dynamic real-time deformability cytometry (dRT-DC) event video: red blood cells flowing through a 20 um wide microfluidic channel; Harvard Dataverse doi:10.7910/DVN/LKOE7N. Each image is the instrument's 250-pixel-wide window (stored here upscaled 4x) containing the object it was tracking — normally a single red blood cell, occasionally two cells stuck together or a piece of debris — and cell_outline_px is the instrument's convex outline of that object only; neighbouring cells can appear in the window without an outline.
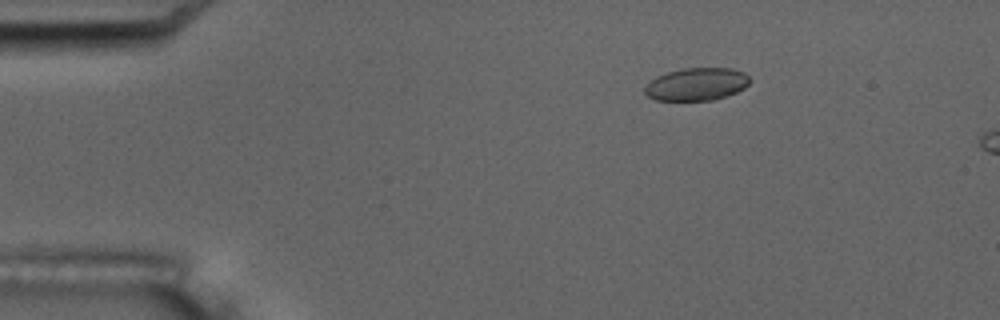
{"species": "common noctule bat (a hibernating species)", "species_latin": "Nyctalus noctula", "temperature_condition": "room temperature", "stored_images_in_passage": 3, "camera_frame_rate_fps": 3000, "um_per_image_px": 0.085, "animal": {"sex": "male", "body_mass_g": 17.5, "forearm_length_mm": 52.3}, "frame": {"image": 1, "passage_image": 2, "time_ms": 2.0, "image_size_px": [1000, 320], "cell_outline_px": [[752, 80], [744, 88], [736, 92], [712, 100], [656, 100], [648, 96], [644, 92], [644, 88], [656, 76], [668, 72], [684, 68], [732, 68], [744, 72]], "centroid_in_image_um": [59.23, 7.15], "position_along_channel_um": 25.8, "area_um2": 19.88}}